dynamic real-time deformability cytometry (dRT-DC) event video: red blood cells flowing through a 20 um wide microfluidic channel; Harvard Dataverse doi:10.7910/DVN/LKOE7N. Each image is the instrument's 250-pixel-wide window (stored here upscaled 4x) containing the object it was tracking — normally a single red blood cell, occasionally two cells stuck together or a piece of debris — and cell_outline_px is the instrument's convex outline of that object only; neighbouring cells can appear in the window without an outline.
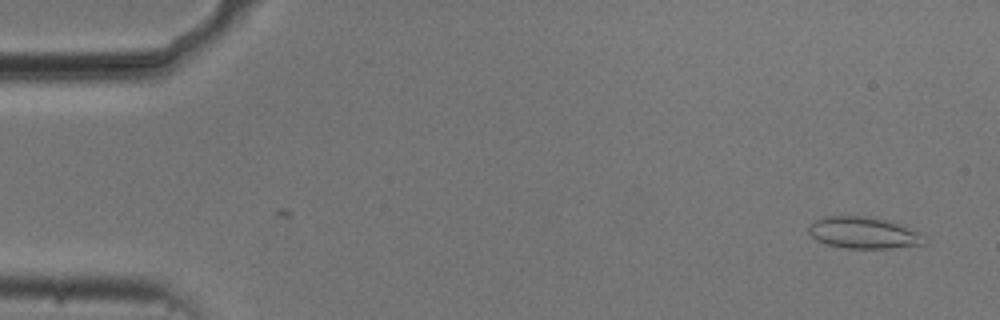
{"species": "common noctule bat (a hibernating species)", "species_latin": "Nyctalus noctula", "temperature_condition": "cold", "stored_images_in_passage": 52, "camera_frame_rate_fps": 3000, "um_per_image_px": 0.085, "animal": {"sex": "male", "body_mass_g": 20.5, "forearm_length_mm": 52.5}, "frame": {"image": 1, "passage_image": 1, "time_ms": 0.0, "image_size_px": [1000, 320], "cell_outline_px": [[928, 240], [924, 244], [892, 248], [844, 248], [828, 244], [816, 240], [808, 232], [808, 224], [824, 216], [876, 216], [924, 232], [928, 236]], "centroid_in_image_um": [73.49, 19.77], "position_along_channel_um": 11.5, "area_um2": 21.91}}
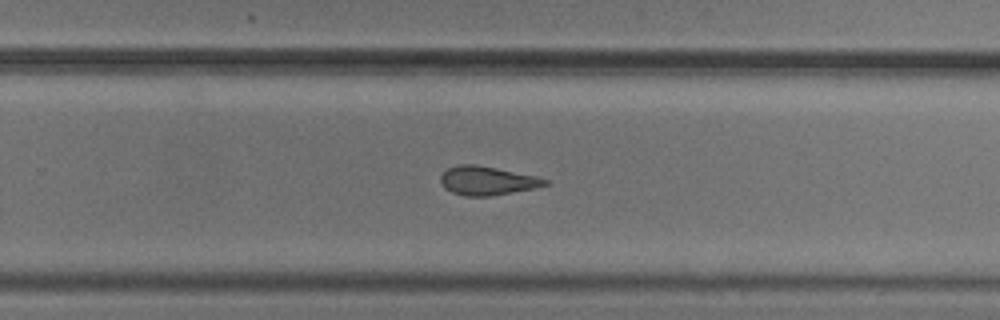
{"frame": {"image": 2, "passage_image": 33, "time_ms": 10.667, "image_size_px": [1000, 320], "cell_outline_px": [[548, 184], [532, 188], [492, 196], [464, 196], [452, 192], [444, 188], [440, 180], [440, 176], [448, 168], [460, 164], [476, 164], [536, 176], [548, 180]], "centroid_in_image_um": [41.37, 15.36], "position_along_channel_um": 288.4, "area_um2": 17.34}}
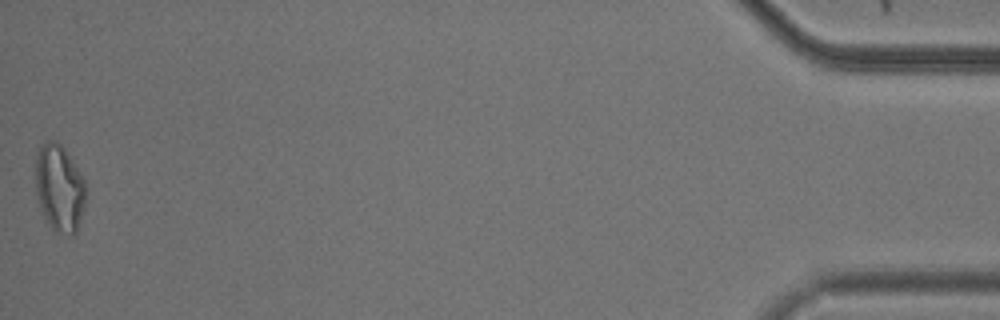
{"frame": {"image": 3, "passage_image": 52, "time_ms": 17.0, "image_size_px": [1000, 320], "cell_outline_px": [[84, 208], [76, 232], [72, 236], [56, 232], [52, 228], [44, 216], [36, 192], [36, 152], [40, 144], [48, 140], [56, 140], [64, 148], [84, 180]], "centroid_in_image_um": [5.03, 15.97], "position_along_channel_um": 430.2, "area_um2": 25.2}, "authors_computed_cell_mechanics": {"area_um2": 19.363, "velocity_mm_per_s": 3.7404, "shape_relaxation_time_tau1_ms": null, "shape_relaxation_time_tau2_ms": 3.559, "deformation_change_tau1": null, "deformation_change_tau2": 0.1037}}